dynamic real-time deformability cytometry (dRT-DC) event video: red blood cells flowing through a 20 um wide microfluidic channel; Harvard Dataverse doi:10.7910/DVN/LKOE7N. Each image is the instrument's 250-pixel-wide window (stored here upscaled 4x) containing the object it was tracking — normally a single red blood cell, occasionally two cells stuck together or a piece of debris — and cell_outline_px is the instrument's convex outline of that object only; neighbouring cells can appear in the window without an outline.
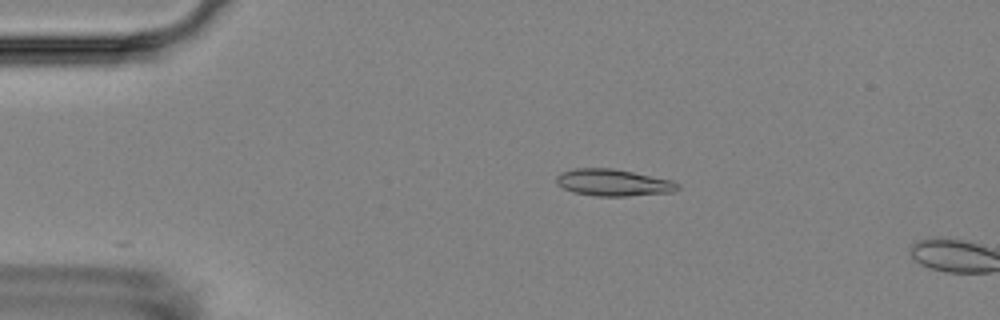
{"species": "Egyptian fruit bat (a non-hibernating species)", "species_latin": "Rousettus aegyptiacus", "temperature_condition": "room temperature", "stored_images_in_passage": 2, "camera_frame_rate_fps": 3000, "um_per_image_px": 0.085, "animal": {"sex": "female"}, "frame": {"image": 1, "passage_image": 1, "time_ms": 0.0, "image_size_px": [1000, 320], "cell_outline_px": [[680, 188], [672, 192], [628, 196], [596, 196], [572, 192], [556, 184], [556, 176], [560, 172], [576, 168], [612, 168], [672, 180], [680, 184]], "centroid_in_image_um": [52.11, 15.52], "position_along_channel_um": 32.9, "area_um2": 19.02}}